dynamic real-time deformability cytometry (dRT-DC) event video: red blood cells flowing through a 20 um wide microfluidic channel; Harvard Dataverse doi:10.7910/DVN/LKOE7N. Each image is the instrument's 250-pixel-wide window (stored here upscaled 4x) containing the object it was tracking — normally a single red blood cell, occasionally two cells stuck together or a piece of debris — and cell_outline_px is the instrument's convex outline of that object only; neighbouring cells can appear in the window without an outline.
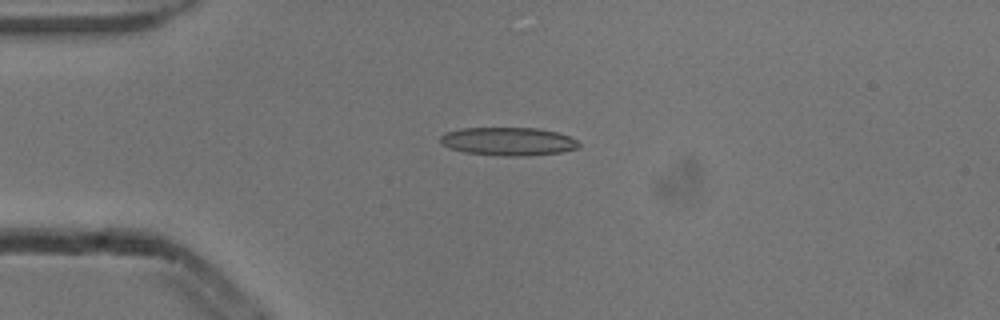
{"species": "common noctule bat (a hibernating species)", "species_latin": "Nyctalus noctula", "temperature_condition": "cold", "stored_images_in_passage": 2, "camera_frame_rate_fps": 3000, "um_per_image_px": 0.085, "animal": {"sex": "male", "body_mass_g": 13.3}, "frame": {"image": 1, "passage_image": 1, "time_ms": 0.0, "image_size_px": [1000, 320], "cell_outline_px": [[580, 148], [560, 152], [528, 156], [500, 156], [464, 152], [448, 148], [440, 144], [440, 136], [444, 132], [460, 128], [540, 128], [556, 132], [568, 136], [576, 140], [580, 144]], "centroid_in_image_um": [43.16, 12.02], "position_along_channel_um": 41.8, "area_um2": 23.06}}